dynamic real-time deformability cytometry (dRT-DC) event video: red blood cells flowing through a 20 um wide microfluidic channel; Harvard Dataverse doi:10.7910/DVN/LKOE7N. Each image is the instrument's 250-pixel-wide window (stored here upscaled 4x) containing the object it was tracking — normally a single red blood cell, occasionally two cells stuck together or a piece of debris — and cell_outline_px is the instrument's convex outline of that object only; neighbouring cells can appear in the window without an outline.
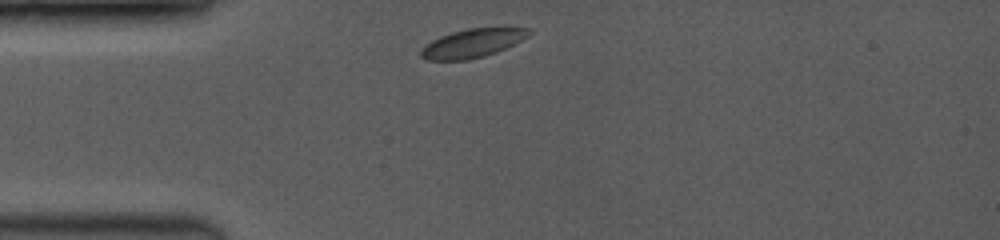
{"species": "common noctule bat (a hibernating species)", "species_latin": "Nyctalus noctula", "temperature_condition": "room temperature", "stored_images_in_passage": 17, "camera_frame_rate_fps": 3500, "um_per_image_px": 0.085, "animal": {"sex": "female", "body_mass_g": 19.0, "forearm_length_mm": 53.3}, "frame": {"image": 1, "passage_image": 1, "time_ms": 0.0, "image_size_px": [1000, 240], "cell_outline_px": [[532, 32], [528, 36], [496, 52], [484, 56], [464, 60], [428, 60], [420, 56], [420, 48], [424, 44], [440, 36], [452, 32], [468, 28], [508, 24], [528, 28]], "centroid_in_image_um": [40.2, 3.61], "position_along_channel_um": 44.8, "area_um2": 18.67}}
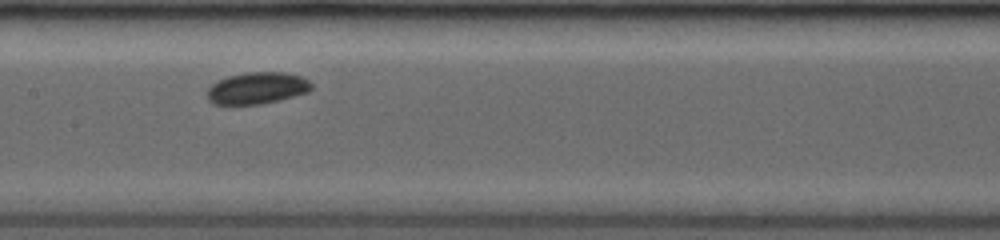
{"frame": {"image": 2, "passage_image": 10, "time_ms": 4.0, "image_size_px": [1000, 240], "cell_outline_px": [[312, 88], [308, 92], [280, 100], [260, 104], [212, 104], [208, 100], [208, 88], [212, 84], [228, 76], [248, 72], [284, 72], [300, 76], [308, 80], [312, 84]], "centroid_in_image_um": [21.87, 7.49], "position_along_channel_um": 185.5, "area_um2": 19.19}}
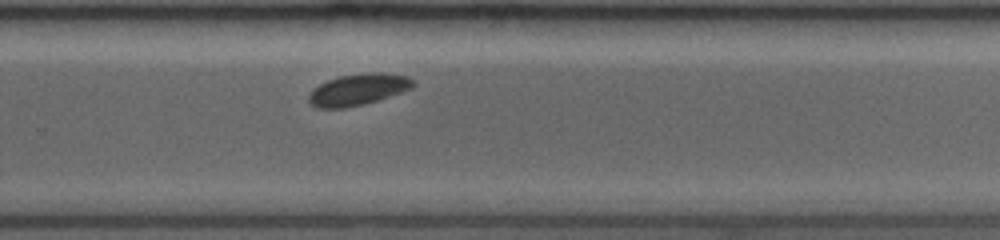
{"frame": {"image": 3, "passage_image": 17, "time_ms": 6.857, "image_size_px": [1000, 240], "cell_outline_px": [[416, 84], [412, 88], [364, 104], [344, 108], [316, 108], [308, 104], [308, 96], [312, 88], [328, 80], [340, 76], [364, 72], [384, 72], [408, 76], [416, 80]], "centroid_in_image_um": [30.43, 7.6], "position_along_channel_um": 299.4, "area_um2": 19.36}}